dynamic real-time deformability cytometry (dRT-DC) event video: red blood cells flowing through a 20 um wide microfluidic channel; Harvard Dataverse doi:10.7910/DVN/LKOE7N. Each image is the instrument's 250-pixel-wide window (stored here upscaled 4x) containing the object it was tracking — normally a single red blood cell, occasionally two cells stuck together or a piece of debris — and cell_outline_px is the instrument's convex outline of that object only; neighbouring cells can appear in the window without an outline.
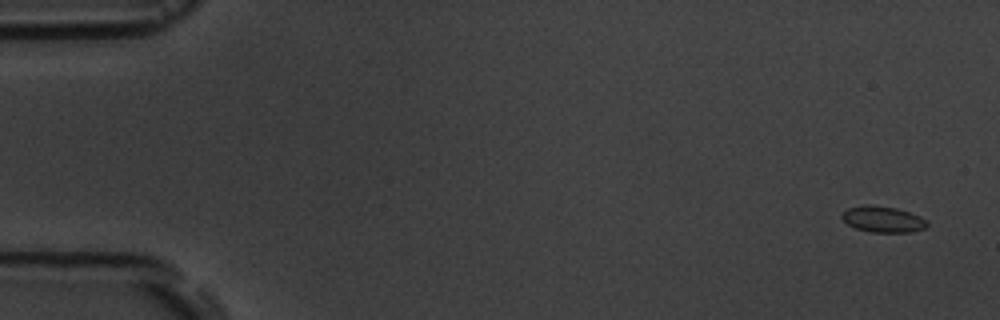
{"species": "common noctule bat (a hibernating species)", "species_latin": "Nyctalus noctula", "temperature_condition": "room temperature", "stored_images_in_passage": 5, "camera_frame_rate_fps": 3000, "um_per_image_px": 0.085, "animal": {"sex": "male", "body_mass_g": 19.5, "forearm_length_mm": 54.6}, "frame": {"image": 1, "passage_image": 1, "time_ms": 0.0, "image_size_px": [1000, 320], "cell_outline_px": [[928, 224], [924, 228], [912, 232], [872, 232], [856, 228], [848, 224], [840, 216], [848, 208], [864, 204], [872, 204], [896, 208], [920, 216]], "centroid_in_image_um": [75.02, 18.63], "position_along_channel_um": 10.0, "area_um2": 12.83}}
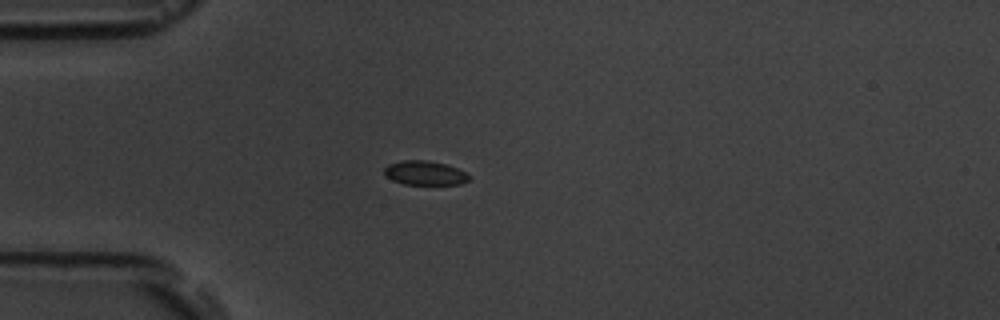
{"frame": {"image": 2, "passage_image": 5, "time_ms": 4.333, "image_size_px": [1000, 320], "cell_outline_px": [[472, 176], [468, 180], [460, 184], [404, 184], [392, 180], [384, 172], [384, 168], [388, 164], [400, 160], [428, 160], [444, 164], [468, 172]], "centroid_in_image_um": [36.13, 14.69], "position_along_channel_um": 48.9, "area_um2": 11.96}}